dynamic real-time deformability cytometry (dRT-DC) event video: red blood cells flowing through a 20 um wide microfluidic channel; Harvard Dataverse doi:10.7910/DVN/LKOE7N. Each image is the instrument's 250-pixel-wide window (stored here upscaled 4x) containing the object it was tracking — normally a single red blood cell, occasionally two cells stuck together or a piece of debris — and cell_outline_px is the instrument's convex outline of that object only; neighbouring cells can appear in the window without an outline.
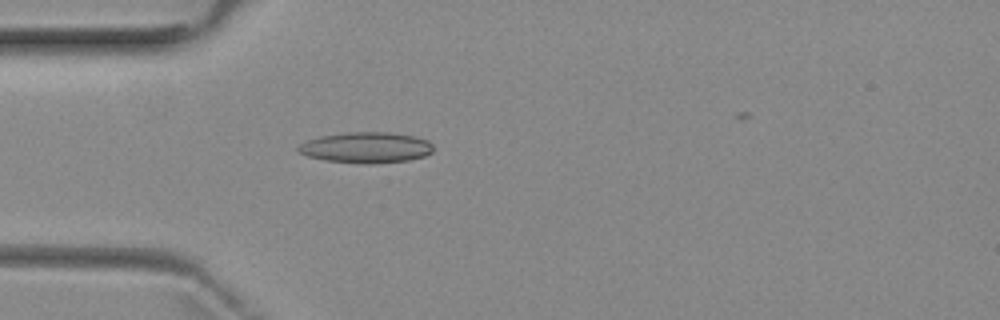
{"species": "common noctule bat (a hibernating species)", "species_latin": "Nyctalus noctula", "temperature_condition": "room temperature", "stored_images_in_passage": 2, "camera_frame_rate_fps": 3000, "um_per_image_px": 0.085, "animal": {"sex": "female", "body_mass_g": 29.2, "forearm_length_mm": 56.3}, "frame": {"image": 1, "passage_image": 2, "time_ms": 1.333, "image_size_px": [1000, 320], "cell_outline_px": [[432, 152], [424, 156], [408, 160], [372, 164], [368, 164], [324, 160], [308, 156], [300, 152], [296, 148], [300, 144], [308, 140], [320, 136], [348, 132], [392, 132], [416, 136], [428, 140], [432, 144]], "centroid_in_image_um": [31.14, 12.53], "position_along_channel_um": 53.9, "area_um2": 24.28}}